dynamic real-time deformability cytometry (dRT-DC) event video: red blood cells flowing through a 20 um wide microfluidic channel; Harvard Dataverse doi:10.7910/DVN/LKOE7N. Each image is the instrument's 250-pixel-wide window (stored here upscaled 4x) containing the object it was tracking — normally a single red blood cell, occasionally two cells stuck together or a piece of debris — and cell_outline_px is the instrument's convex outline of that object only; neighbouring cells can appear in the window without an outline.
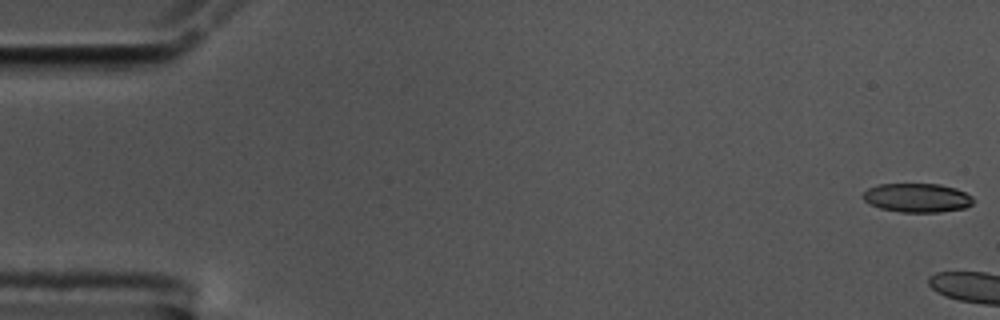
{"species": "common noctule bat (a hibernating species)", "species_latin": "Nyctalus noctula", "temperature_condition": "cold", "stored_images_in_passage": 5, "camera_frame_rate_fps": 3000, "um_per_image_px": 0.085, "animal": {"sex": "male", "body_mass_g": 17.5, "forearm_length_mm": 52.3}, "frame": {"image": 1, "passage_image": 1, "time_ms": 0.0, "image_size_px": [1000, 320], "cell_outline_px": [[976, 200], [972, 204], [964, 208], [940, 212], [900, 212], [880, 208], [864, 200], [860, 196], [868, 188], [880, 184], [940, 184], [956, 188], [972, 196]], "centroid_in_image_um": [77.97, 16.81], "position_along_channel_um": 7.0, "area_um2": 18.67}}